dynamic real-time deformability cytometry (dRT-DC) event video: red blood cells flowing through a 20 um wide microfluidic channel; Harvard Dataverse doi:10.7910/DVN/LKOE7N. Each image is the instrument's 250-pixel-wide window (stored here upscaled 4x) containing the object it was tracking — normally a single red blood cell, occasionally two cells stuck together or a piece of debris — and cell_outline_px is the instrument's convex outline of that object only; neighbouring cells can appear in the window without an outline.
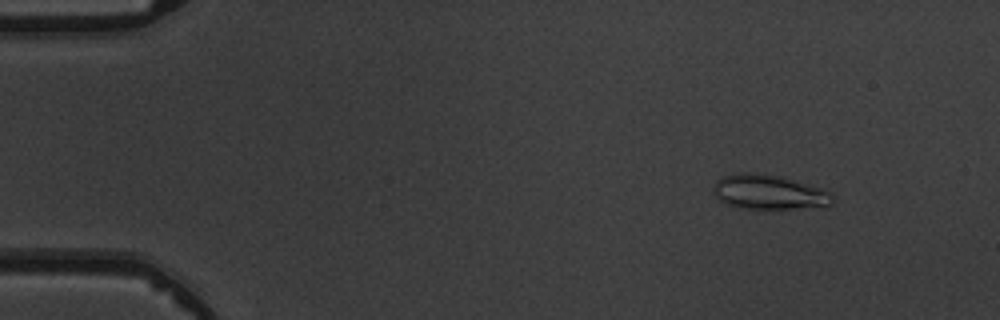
{"species": "common noctule bat (a hibernating species)", "species_latin": "Nyctalus noctula", "temperature_condition": "warm", "stored_images_in_passage": 4, "camera_frame_rate_fps": 3000, "um_per_image_px": 0.085, "animal": {"sex": "male", "body_mass_g": 19.5, "forearm_length_mm": 54.6}, "frame": {"image": 1, "passage_image": 1, "time_ms": 0.0, "image_size_px": [1000, 320], "cell_outline_px": [[832, 204], [828, 208], [744, 208], [724, 204], [712, 192], [716, 180], [724, 176], [736, 172], [756, 172], [780, 176], [820, 188], [832, 192]], "centroid_in_image_um": [65.37, 16.33], "position_along_channel_um": 19.6, "area_um2": 24.28}}
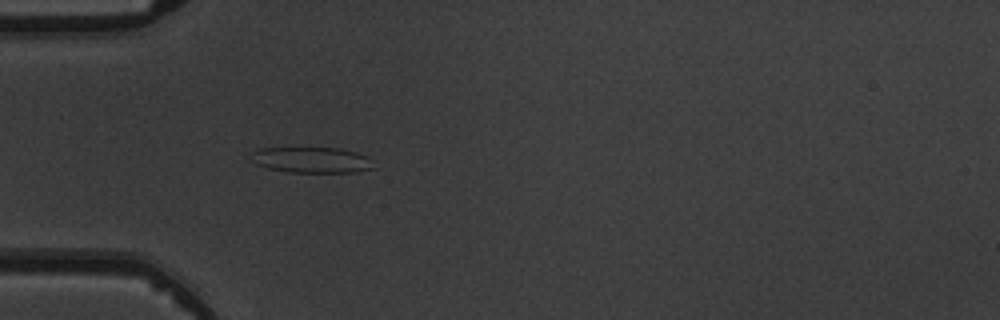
{"frame": {"image": 2, "passage_image": 4, "time_ms": 3.333, "image_size_px": [1000, 320], "cell_outline_px": [[372, 168], [356, 172], [288, 172], [268, 168], [256, 164], [252, 152], [260, 148], [340, 148], [356, 152], [368, 156]], "centroid_in_image_um": [26.5, 13.59], "position_along_channel_um": 58.5, "area_um2": 18.09}}